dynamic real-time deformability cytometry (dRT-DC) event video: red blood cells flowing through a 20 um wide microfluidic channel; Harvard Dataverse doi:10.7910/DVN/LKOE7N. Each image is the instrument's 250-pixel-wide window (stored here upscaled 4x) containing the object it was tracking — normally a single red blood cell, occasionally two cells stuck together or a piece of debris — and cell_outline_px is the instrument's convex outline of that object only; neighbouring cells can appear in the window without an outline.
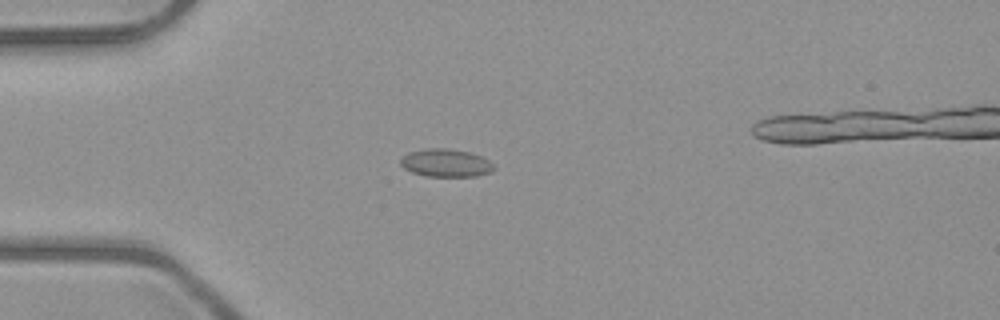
{"species": "common noctule bat (a hibernating species)", "species_latin": "Nyctalus noctula", "temperature_condition": "room temperature", "stored_images_in_passage": 40, "camera_frame_rate_fps": 3000, "um_per_image_px": 0.085, "animal": {"sex": "male", "body_mass_g": 23.1, "forearm_length_mm": 52.7}, "frame": {"image": 1, "passage_image": 2, "time_ms": 0.333, "image_size_px": [1000, 320], "cell_outline_px": [[496, 168], [492, 172], [476, 176], [428, 176], [412, 172], [404, 168], [400, 164], [400, 160], [408, 152], [424, 148], [448, 148], [468, 152], [480, 156], [488, 160]], "centroid_in_image_um": [37.89, 13.84], "position_along_channel_um": 47.1, "area_um2": 15.14}}
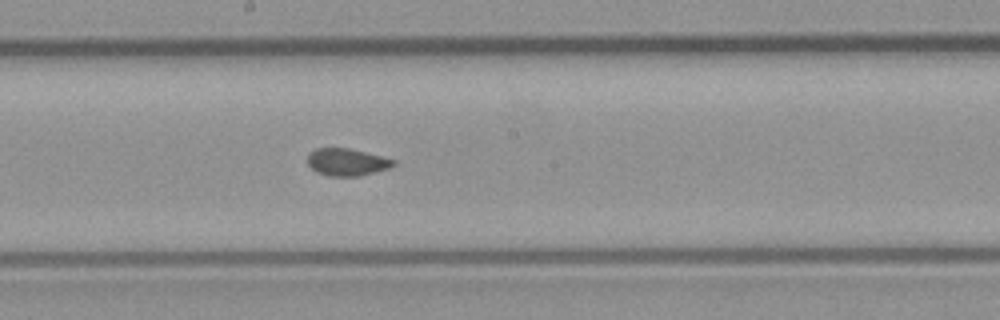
{"frame": {"image": 2, "passage_image": 16, "time_ms": 5.0, "image_size_px": [1000, 320], "cell_outline_px": [[396, 164], [388, 168], [360, 176], [328, 176], [316, 172], [308, 164], [308, 152], [316, 148], [348, 148], [396, 160]], "centroid_in_image_um": [29.46, 13.78], "position_along_channel_um": 218.7, "area_um2": 13.58}}
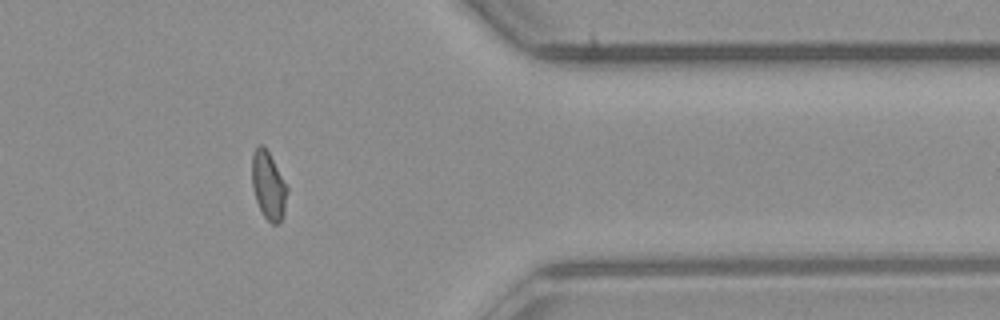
{"frame": {"image": 3, "passage_image": 30, "time_ms": 9.667, "image_size_px": [1000, 320], "cell_outline_px": [[288, 192], [284, 216], [276, 224], [272, 224], [264, 216], [256, 200], [252, 188], [252, 152], [260, 144], [264, 144], [288, 184]], "centroid_in_image_um": [22.84, 15.74], "position_along_channel_um": 388.6, "area_um2": 14.28}}